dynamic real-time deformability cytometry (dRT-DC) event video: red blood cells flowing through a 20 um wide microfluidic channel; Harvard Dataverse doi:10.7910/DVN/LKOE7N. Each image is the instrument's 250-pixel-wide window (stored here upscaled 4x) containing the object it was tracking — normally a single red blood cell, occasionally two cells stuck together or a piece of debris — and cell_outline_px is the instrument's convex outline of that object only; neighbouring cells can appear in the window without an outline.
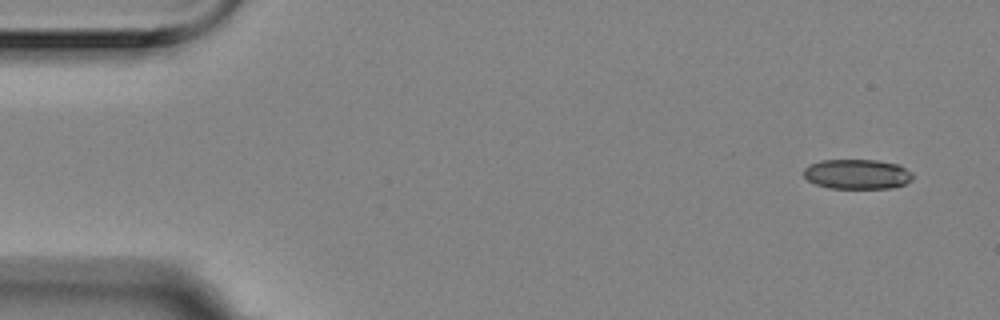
{"species": "Egyptian fruit bat (a non-hibernating species)", "species_latin": "Rousettus aegyptiacus", "temperature_condition": "room temperature", "stored_images_in_passage": 4, "camera_frame_rate_fps": 3000, "um_per_image_px": 0.085, "animal": {"sex": "female"}, "frame": {"image": 1, "passage_image": 1, "time_ms": 0.0, "image_size_px": [1000, 320], "cell_outline_px": [[912, 180], [904, 184], [892, 188], [828, 188], [816, 184], [808, 180], [804, 176], [804, 168], [808, 164], [820, 160], [876, 160], [900, 164], [912, 172]], "centroid_in_image_um": [72.86, 14.79], "position_along_channel_um": 12.1, "area_um2": 19.13}}
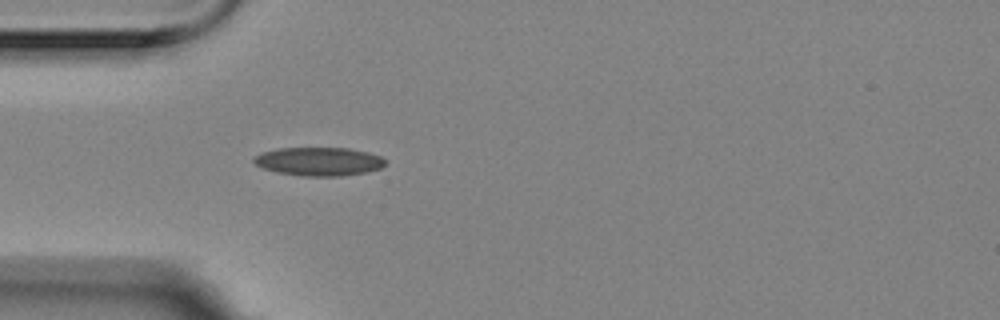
{"frame": {"image": 2, "passage_image": 4, "time_ms": 1.0, "image_size_px": [1000, 320], "cell_outline_px": [[384, 164], [380, 168], [364, 172], [340, 176], [304, 176], [276, 172], [264, 168], [256, 164], [252, 160], [252, 156], [260, 152], [276, 148], [348, 148], [368, 152], [380, 156], [384, 160]], "centroid_in_image_um": [27.04, 13.71], "position_along_channel_um": 58.0, "area_um2": 21.79}}